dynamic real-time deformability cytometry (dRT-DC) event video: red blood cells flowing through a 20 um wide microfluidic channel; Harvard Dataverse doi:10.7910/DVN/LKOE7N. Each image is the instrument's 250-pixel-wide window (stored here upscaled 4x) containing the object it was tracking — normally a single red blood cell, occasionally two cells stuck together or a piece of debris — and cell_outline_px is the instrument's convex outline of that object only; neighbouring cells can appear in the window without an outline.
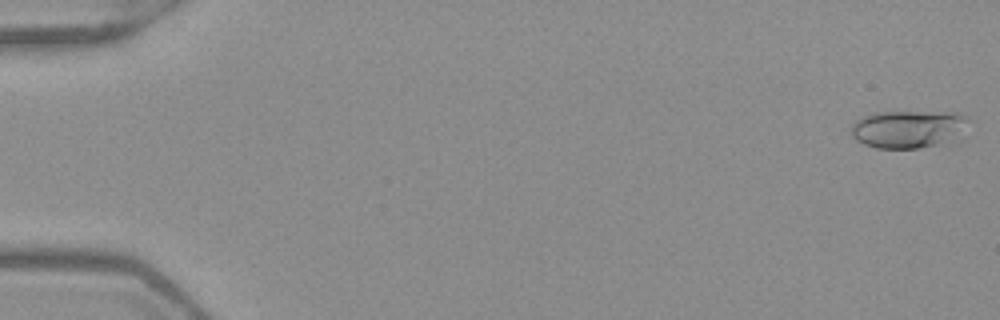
{"species": "Egyptian fruit bat (a non-hibernating species)", "species_latin": "Rousettus aegyptiacus", "temperature_condition": "warm", "stored_images_in_passage": 52, "camera_frame_rate_fps": 3000, "um_per_image_px": 0.085, "frame": {"image": 1, "passage_image": 1, "time_ms": 0.0, "image_size_px": [1000, 320], "cell_outline_px": [[968, 120], [944, 140], [936, 144], [916, 148], [876, 148], [864, 144], [856, 140], [852, 136], [852, 124], [856, 120], [864, 116], [876, 112], [960, 112], [968, 116]], "centroid_in_image_um": [77.04, 10.94], "position_along_channel_um": 8.0, "area_um2": 24.68}}
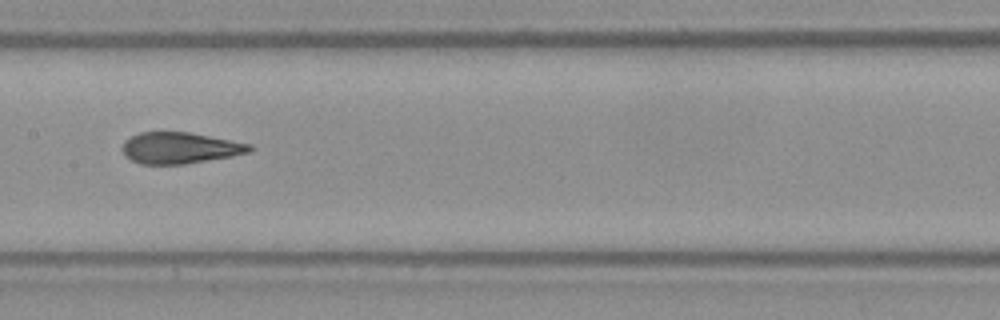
{"frame": {"image": 2, "passage_image": 27, "time_ms": 8.667, "image_size_px": [1000, 320], "cell_outline_px": [[256, 148], [248, 152], [232, 156], [184, 164], [140, 164], [124, 156], [120, 148], [124, 140], [140, 132], [188, 132], [252, 144]], "centroid_in_image_um": [15.26, 12.57], "position_along_channel_um": 192.1, "area_um2": 23.29}}
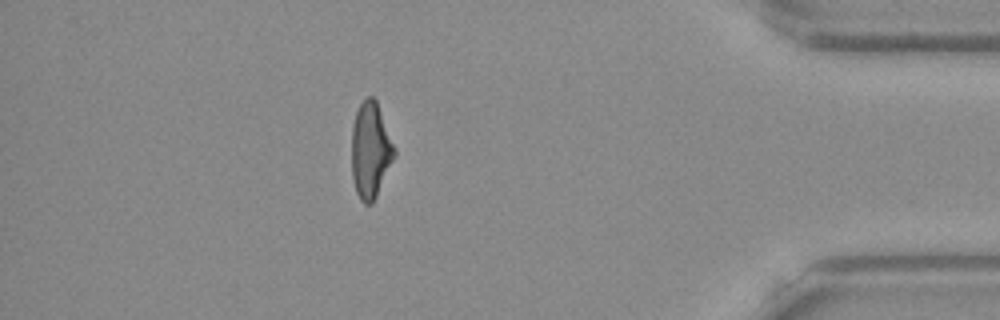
{"frame": {"image": 3, "passage_image": 46, "time_ms": 15.0, "image_size_px": [1000, 320], "cell_outline_px": [[396, 156], [372, 204], [364, 204], [360, 200], [356, 192], [352, 176], [352, 128], [356, 112], [360, 104], [368, 96], [372, 96], [376, 100], [396, 148]], "centroid_in_image_um": [31.51, 12.79], "position_along_channel_um": 403.7, "area_um2": 23.93}, "authors_computed_cell_mechanics": {"area_um2": 23.9292, "velocity_mm_per_s": 3.9741, "shape_relaxation_time_tau1_ms": null, "shape_relaxation_time_tau2_ms": 1.3506, "deformation_change_tau1": null, "deformation_change_tau2": 0.0894}}